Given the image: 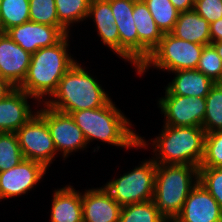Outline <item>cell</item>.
Wrapping results in <instances>:
<instances>
[{
  "label": "cell",
  "instance_id": "obj_5",
  "mask_svg": "<svg viewBox=\"0 0 222 222\" xmlns=\"http://www.w3.org/2000/svg\"><path fill=\"white\" fill-rule=\"evenodd\" d=\"M199 180L192 165L157 164L153 201L162 216L178 215Z\"/></svg>",
  "mask_w": 222,
  "mask_h": 222
},
{
  "label": "cell",
  "instance_id": "obj_36",
  "mask_svg": "<svg viewBox=\"0 0 222 222\" xmlns=\"http://www.w3.org/2000/svg\"><path fill=\"white\" fill-rule=\"evenodd\" d=\"M15 88L7 79L0 77V100L5 98Z\"/></svg>",
  "mask_w": 222,
  "mask_h": 222
},
{
  "label": "cell",
  "instance_id": "obj_16",
  "mask_svg": "<svg viewBox=\"0 0 222 222\" xmlns=\"http://www.w3.org/2000/svg\"><path fill=\"white\" fill-rule=\"evenodd\" d=\"M122 206L103 187L82 194L83 222H119Z\"/></svg>",
  "mask_w": 222,
  "mask_h": 222
},
{
  "label": "cell",
  "instance_id": "obj_14",
  "mask_svg": "<svg viewBox=\"0 0 222 222\" xmlns=\"http://www.w3.org/2000/svg\"><path fill=\"white\" fill-rule=\"evenodd\" d=\"M31 54L15 43L6 33L0 32V75L14 87L24 80Z\"/></svg>",
  "mask_w": 222,
  "mask_h": 222
},
{
  "label": "cell",
  "instance_id": "obj_15",
  "mask_svg": "<svg viewBox=\"0 0 222 222\" xmlns=\"http://www.w3.org/2000/svg\"><path fill=\"white\" fill-rule=\"evenodd\" d=\"M178 216L184 222H222V209L198 182L188 195Z\"/></svg>",
  "mask_w": 222,
  "mask_h": 222
},
{
  "label": "cell",
  "instance_id": "obj_13",
  "mask_svg": "<svg viewBox=\"0 0 222 222\" xmlns=\"http://www.w3.org/2000/svg\"><path fill=\"white\" fill-rule=\"evenodd\" d=\"M118 27L120 57L138 69V33L133 20L135 0H109Z\"/></svg>",
  "mask_w": 222,
  "mask_h": 222
},
{
  "label": "cell",
  "instance_id": "obj_18",
  "mask_svg": "<svg viewBox=\"0 0 222 222\" xmlns=\"http://www.w3.org/2000/svg\"><path fill=\"white\" fill-rule=\"evenodd\" d=\"M133 20L138 33V68L159 45L163 33L143 0H135Z\"/></svg>",
  "mask_w": 222,
  "mask_h": 222
},
{
  "label": "cell",
  "instance_id": "obj_9",
  "mask_svg": "<svg viewBox=\"0 0 222 222\" xmlns=\"http://www.w3.org/2000/svg\"><path fill=\"white\" fill-rule=\"evenodd\" d=\"M37 112L45 119L57 152L64 160L70 153L87 148L86 138L70 114L48 107L45 103Z\"/></svg>",
  "mask_w": 222,
  "mask_h": 222
},
{
  "label": "cell",
  "instance_id": "obj_4",
  "mask_svg": "<svg viewBox=\"0 0 222 222\" xmlns=\"http://www.w3.org/2000/svg\"><path fill=\"white\" fill-rule=\"evenodd\" d=\"M161 134L150 140L156 164L192 165L199 168L205 146L202 127L163 125ZM158 152V153H157Z\"/></svg>",
  "mask_w": 222,
  "mask_h": 222
},
{
  "label": "cell",
  "instance_id": "obj_38",
  "mask_svg": "<svg viewBox=\"0 0 222 222\" xmlns=\"http://www.w3.org/2000/svg\"><path fill=\"white\" fill-rule=\"evenodd\" d=\"M211 45L215 48L217 54L222 59V41H220V42H212Z\"/></svg>",
  "mask_w": 222,
  "mask_h": 222
},
{
  "label": "cell",
  "instance_id": "obj_33",
  "mask_svg": "<svg viewBox=\"0 0 222 222\" xmlns=\"http://www.w3.org/2000/svg\"><path fill=\"white\" fill-rule=\"evenodd\" d=\"M194 10L211 24L222 18V0H195Z\"/></svg>",
  "mask_w": 222,
  "mask_h": 222
},
{
  "label": "cell",
  "instance_id": "obj_26",
  "mask_svg": "<svg viewBox=\"0 0 222 222\" xmlns=\"http://www.w3.org/2000/svg\"><path fill=\"white\" fill-rule=\"evenodd\" d=\"M155 23L163 34L171 33L179 16V11L170 0H143Z\"/></svg>",
  "mask_w": 222,
  "mask_h": 222
},
{
  "label": "cell",
  "instance_id": "obj_2",
  "mask_svg": "<svg viewBox=\"0 0 222 222\" xmlns=\"http://www.w3.org/2000/svg\"><path fill=\"white\" fill-rule=\"evenodd\" d=\"M68 39L67 34L57 44L41 48L31 54L27 74L17 88L34 97L36 101L42 102L41 104L44 99L47 100V95L50 98L57 90L64 74L76 62L68 53Z\"/></svg>",
  "mask_w": 222,
  "mask_h": 222
},
{
  "label": "cell",
  "instance_id": "obj_20",
  "mask_svg": "<svg viewBox=\"0 0 222 222\" xmlns=\"http://www.w3.org/2000/svg\"><path fill=\"white\" fill-rule=\"evenodd\" d=\"M172 73L176 76L165 87V95L206 97L215 84L197 69L178 70Z\"/></svg>",
  "mask_w": 222,
  "mask_h": 222
},
{
  "label": "cell",
  "instance_id": "obj_34",
  "mask_svg": "<svg viewBox=\"0 0 222 222\" xmlns=\"http://www.w3.org/2000/svg\"><path fill=\"white\" fill-rule=\"evenodd\" d=\"M211 43L222 41V18L209 25Z\"/></svg>",
  "mask_w": 222,
  "mask_h": 222
},
{
  "label": "cell",
  "instance_id": "obj_30",
  "mask_svg": "<svg viewBox=\"0 0 222 222\" xmlns=\"http://www.w3.org/2000/svg\"><path fill=\"white\" fill-rule=\"evenodd\" d=\"M196 69L214 83H222V59L211 44L204 46Z\"/></svg>",
  "mask_w": 222,
  "mask_h": 222
},
{
  "label": "cell",
  "instance_id": "obj_25",
  "mask_svg": "<svg viewBox=\"0 0 222 222\" xmlns=\"http://www.w3.org/2000/svg\"><path fill=\"white\" fill-rule=\"evenodd\" d=\"M206 98L202 128L206 133L222 130V83H215Z\"/></svg>",
  "mask_w": 222,
  "mask_h": 222
},
{
  "label": "cell",
  "instance_id": "obj_6",
  "mask_svg": "<svg viewBox=\"0 0 222 222\" xmlns=\"http://www.w3.org/2000/svg\"><path fill=\"white\" fill-rule=\"evenodd\" d=\"M204 46L178 39L171 33H165L159 45L135 71L143 75L152 66L167 72L196 69Z\"/></svg>",
  "mask_w": 222,
  "mask_h": 222
},
{
  "label": "cell",
  "instance_id": "obj_11",
  "mask_svg": "<svg viewBox=\"0 0 222 222\" xmlns=\"http://www.w3.org/2000/svg\"><path fill=\"white\" fill-rule=\"evenodd\" d=\"M46 170L40 162L23 159L15 167L0 172V200L26 194L40 183Z\"/></svg>",
  "mask_w": 222,
  "mask_h": 222
},
{
  "label": "cell",
  "instance_id": "obj_8",
  "mask_svg": "<svg viewBox=\"0 0 222 222\" xmlns=\"http://www.w3.org/2000/svg\"><path fill=\"white\" fill-rule=\"evenodd\" d=\"M15 133L24 159L40 162L48 168L57 151L45 119L36 111Z\"/></svg>",
  "mask_w": 222,
  "mask_h": 222
},
{
  "label": "cell",
  "instance_id": "obj_27",
  "mask_svg": "<svg viewBox=\"0 0 222 222\" xmlns=\"http://www.w3.org/2000/svg\"><path fill=\"white\" fill-rule=\"evenodd\" d=\"M162 218L152 200L122 206L119 222H161Z\"/></svg>",
  "mask_w": 222,
  "mask_h": 222
},
{
  "label": "cell",
  "instance_id": "obj_12",
  "mask_svg": "<svg viewBox=\"0 0 222 222\" xmlns=\"http://www.w3.org/2000/svg\"><path fill=\"white\" fill-rule=\"evenodd\" d=\"M5 33L21 48L33 54L41 48L57 44L70 32L64 27L27 21L8 29Z\"/></svg>",
  "mask_w": 222,
  "mask_h": 222
},
{
  "label": "cell",
  "instance_id": "obj_32",
  "mask_svg": "<svg viewBox=\"0 0 222 222\" xmlns=\"http://www.w3.org/2000/svg\"><path fill=\"white\" fill-rule=\"evenodd\" d=\"M198 182L211 194L222 209V167H199Z\"/></svg>",
  "mask_w": 222,
  "mask_h": 222
},
{
  "label": "cell",
  "instance_id": "obj_17",
  "mask_svg": "<svg viewBox=\"0 0 222 222\" xmlns=\"http://www.w3.org/2000/svg\"><path fill=\"white\" fill-rule=\"evenodd\" d=\"M29 98L34 97L15 88L0 100V132L15 133L35 115L28 104Z\"/></svg>",
  "mask_w": 222,
  "mask_h": 222
},
{
  "label": "cell",
  "instance_id": "obj_31",
  "mask_svg": "<svg viewBox=\"0 0 222 222\" xmlns=\"http://www.w3.org/2000/svg\"><path fill=\"white\" fill-rule=\"evenodd\" d=\"M199 167H222V130L206 133L204 156Z\"/></svg>",
  "mask_w": 222,
  "mask_h": 222
},
{
  "label": "cell",
  "instance_id": "obj_28",
  "mask_svg": "<svg viewBox=\"0 0 222 222\" xmlns=\"http://www.w3.org/2000/svg\"><path fill=\"white\" fill-rule=\"evenodd\" d=\"M23 159L16 133L0 132V172L15 167Z\"/></svg>",
  "mask_w": 222,
  "mask_h": 222
},
{
  "label": "cell",
  "instance_id": "obj_10",
  "mask_svg": "<svg viewBox=\"0 0 222 222\" xmlns=\"http://www.w3.org/2000/svg\"><path fill=\"white\" fill-rule=\"evenodd\" d=\"M158 106L165 117V125L202 127L206 98L194 96L165 95Z\"/></svg>",
  "mask_w": 222,
  "mask_h": 222
},
{
  "label": "cell",
  "instance_id": "obj_1",
  "mask_svg": "<svg viewBox=\"0 0 222 222\" xmlns=\"http://www.w3.org/2000/svg\"><path fill=\"white\" fill-rule=\"evenodd\" d=\"M70 115L82 130L87 144L98 139L127 149L148 146L145 139L130 128L131 122L115 106L112 99L100 108L79 110L71 112Z\"/></svg>",
  "mask_w": 222,
  "mask_h": 222
},
{
  "label": "cell",
  "instance_id": "obj_3",
  "mask_svg": "<svg viewBox=\"0 0 222 222\" xmlns=\"http://www.w3.org/2000/svg\"><path fill=\"white\" fill-rule=\"evenodd\" d=\"M97 79L77 61L59 81L57 90L44 103L55 110L70 114L106 105L111 98Z\"/></svg>",
  "mask_w": 222,
  "mask_h": 222
},
{
  "label": "cell",
  "instance_id": "obj_22",
  "mask_svg": "<svg viewBox=\"0 0 222 222\" xmlns=\"http://www.w3.org/2000/svg\"><path fill=\"white\" fill-rule=\"evenodd\" d=\"M209 25L205 18L192 9L179 13L171 34L178 39L209 45L211 44Z\"/></svg>",
  "mask_w": 222,
  "mask_h": 222
},
{
  "label": "cell",
  "instance_id": "obj_24",
  "mask_svg": "<svg viewBox=\"0 0 222 222\" xmlns=\"http://www.w3.org/2000/svg\"><path fill=\"white\" fill-rule=\"evenodd\" d=\"M90 3L91 0H55L59 23L69 32L73 23L88 18Z\"/></svg>",
  "mask_w": 222,
  "mask_h": 222
},
{
  "label": "cell",
  "instance_id": "obj_37",
  "mask_svg": "<svg viewBox=\"0 0 222 222\" xmlns=\"http://www.w3.org/2000/svg\"><path fill=\"white\" fill-rule=\"evenodd\" d=\"M161 222H184L178 215L163 216Z\"/></svg>",
  "mask_w": 222,
  "mask_h": 222
},
{
  "label": "cell",
  "instance_id": "obj_7",
  "mask_svg": "<svg viewBox=\"0 0 222 222\" xmlns=\"http://www.w3.org/2000/svg\"><path fill=\"white\" fill-rule=\"evenodd\" d=\"M157 164L144 160L140 166L106 183L104 187L121 206L152 201Z\"/></svg>",
  "mask_w": 222,
  "mask_h": 222
},
{
  "label": "cell",
  "instance_id": "obj_23",
  "mask_svg": "<svg viewBox=\"0 0 222 222\" xmlns=\"http://www.w3.org/2000/svg\"><path fill=\"white\" fill-rule=\"evenodd\" d=\"M30 21L29 0H2L0 5V32Z\"/></svg>",
  "mask_w": 222,
  "mask_h": 222
},
{
  "label": "cell",
  "instance_id": "obj_29",
  "mask_svg": "<svg viewBox=\"0 0 222 222\" xmlns=\"http://www.w3.org/2000/svg\"><path fill=\"white\" fill-rule=\"evenodd\" d=\"M30 21L63 27L58 20L55 0H29Z\"/></svg>",
  "mask_w": 222,
  "mask_h": 222
},
{
  "label": "cell",
  "instance_id": "obj_21",
  "mask_svg": "<svg viewBox=\"0 0 222 222\" xmlns=\"http://www.w3.org/2000/svg\"><path fill=\"white\" fill-rule=\"evenodd\" d=\"M51 205V222H83L82 193L73 186L55 189Z\"/></svg>",
  "mask_w": 222,
  "mask_h": 222
},
{
  "label": "cell",
  "instance_id": "obj_19",
  "mask_svg": "<svg viewBox=\"0 0 222 222\" xmlns=\"http://www.w3.org/2000/svg\"><path fill=\"white\" fill-rule=\"evenodd\" d=\"M94 19L98 36L103 45H107L120 57V38L118 27L111 10L109 0H93L90 3L88 18Z\"/></svg>",
  "mask_w": 222,
  "mask_h": 222
},
{
  "label": "cell",
  "instance_id": "obj_35",
  "mask_svg": "<svg viewBox=\"0 0 222 222\" xmlns=\"http://www.w3.org/2000/svg\"><path fill=\"white\" fill-rule=\"evenodd\" d=\"M174 7L181 13L194 9L195 0H170Z\"/></svg>",
  "mask_w": 222,
  "mask_h": 222
}]
</instances>
